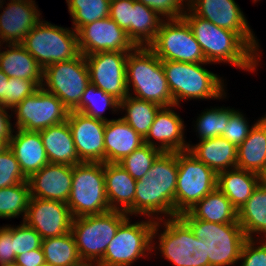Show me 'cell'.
<instances>
[{
	"label": "cell",
	"instance_id": "6da1fadb",
	"mask_svg": "<svg viewBox=\"0 0 266 266\" xmlns=\"http://www.w3.org/2000/svg\"><path fill=\"white\" fill-rule=\"evenodd\" d=\"M177 174L178 152H162L147 174L136 180L134 215L155 220L175 217Z\"/></svg>",
	"mask_w": 266,
	"mask_h": 266
},
{
	"label": "cell",
	"instance_id": "7a4b0ae2",
	"mask_svg": "<svg viewBox=\"0 0 266 266\" xmlns=\"http://www.w3.org/2000/svg\"><path fill=\"white\" fill-rule=\"evenodd\" d=\"M183 18L200 44L207 62L228 63L244 71H256L261 57L236 32L196 16L189 8Z\"/></svg>",
	"mask_w": 266,
	"mask_h": 266
},
{
	"label": "cell",
	"instance_id": "3957f363",
	"mask_svg": "<svg viewBox=\"0 0 266 266\" xmlns=\"http://www.w3.org/2000/svg\"><path fill=\"white\" fill-rule=\"evenodd\" d=\"M126 84L128 94H133V97L161 107L175 105L162 60L148 46H139L129 52L126 59Z\"/></svg>",
	"mask_w": 266,
	"mask_h": 266
},
{
	"label": "cell",
	"instance_id": "277c9868",
	"mask_svg": "<svg viewBox=\"0 0 266 266\" xmlns=\"http://www.w3.org/2000/svg\"><path fill=\"white\" fill-rule=\"evenodd\" d=\"M162 226L163 232L159 229ZM157 237L159 243L154 241ZM155 249L174 266H210L206 242L198 239L179 216L155 221L152 251H156Z\"/></svg>",
	"mask_w": 266,
	"mask_h": 266
},
{
	"label": "cell",
	"instance_id": "5b68a950",
	"mask_svg": "<svg viewBox=\"0 0 266 266\" xmlns=\"http://www.w3.org/2000/svg\"><path fill=\"white\" fill-rule=\"evenodd\" d=\"M204 64L212 65L209 62L162 61L175 105L179 106L183 100L188 99L212 100L213 98V100H220L227 97L224 90V79L212 71H208L203 67Z\"/></svg>",
	"mask_w": 266,
	"mask_h": 266
},
{
	"label": "cell",
	"instance_id": "8992f818",
	"mask_svg": "<svg viewBox=\"0 0 266 266\" xmlns=\"http://www.w3.org/2000/svg\"><path fill=\"white\" fill-rule=\"evenodd\" d=\"M128 217L126 212L110 210L73 218L71 232L85 265L95 266L103 258L119 226Z\"/></svg>",
	"mask_w": 266,
	"mask_h": 266
},
{
	"label": "cell",
	"instance_id": "52a82bcc",
	"mask_svg": "<svg viewBox=\"0 0 266 266\" xmlns=\"http://www.w3.org/2000/svg\"><path fill=\"white\" fill-rule=\"evenodd\" d=\"M179 217L194 235L206 242L210 266H233L239 261L242 247L248 239L238 223H212L193 218L188 212Z\"/></svg>",
	"mask_w": 266,
	"mask_h": 266
},
{
	"label": "cell",
	"instance_id": "ba28073f",
	"mask_svg": "<svg viewBox=\"0 0 266 266\" xmlns=\"http://www.w3.org/2000/svg\"><path fill=\"white\" fill-rule=\"evenodd\" d=\"M44 69L46 66L74 59L81 53L77 32L41 20L20 43Z\"/></svg>",
	"mask_w": 266,
	"mask_h": 266
},
{
	"label": "cell",
	"instance_id": "9c48e42d",
	"mask_svg": "<svg viewBox=\"0 0 266 266\" xmlns=\"http://www.w3.org/2000/svg\"><path fill=\"white\" fill-rule=\"evenodd\" d=\"M73 218L110 211L105 191L104 163L82 162L73 166L67 201Z\"/></svg>",
	"mask_w": 266,
	"mask_h": 266
},
{
	"label": "cell",
	"instance_id": "30bf717a",
	"mask_svg": "<svg viewBox=\"0 0 266 266\" xmlns=\"http://www.w3.org/2000/svg\"><path fill=\"white\" fill-rule=\"evenodd\" d=\"M155 219L134 222L130 216L119 226L103 258L95 266H132L141 257L152 253V232ZM147 254V255H146Z\"/></svg>",
	"mask_w": 266,
	"mask_h": 266
},
{
	"label": "cell",
	"instance_id": "8fae6325",
	"mask_svg": "<svg viewBox=\"0 0 266 266\" xmlns=\"http://www.w3.org/2000/svg\"><path fill=\"white\" fill-rule=\"evenodd\" d=\"M217 188V174L188 150L178 152L175 217Z\"/></svg>",
	"mask_w": 266,
	"mask_h": 266
},
{
	"label": "cell",
	"instance_id": "7c38bea8",
	"mask_svg": "<svg viewBox=\"0 0 266 266\" xmlns=\"http://www.w3.org/2000/svg\"><path fill=\"white\" fill-rule=\"evenodd\" d=\"M90 84V74L85 55L56 62L43 69L42 88L56 95L69 110L80 103L86 87Z\"/></svg>",
	"mask_w": 266,
	"mask_h": 266
},
{
	"label": "cell",
	"instance_id": "4fadbf2b",
	"mask_svg": "<svg viewBox=\"0 0 266 266\" xmlns=\"http://www.w3.org/2000/svg\"><path fill=\"white\" fill-rule=\"evenodd\" d=\"M162 61L206 63L200 44L184 18L164 20L148 46Z\"/></svg>",
	"mask_w": 266,
	"mask_h": 266
},
{
	"label": "cell",
	"instance_id": "5bb4252c",
	"mask_svg": "<svg viewBox=\"0 0 266 266\" xmlns=\"http://www.w3.org/2000/svg\"><path fill=\"white\" fill-rule=\"evenodd\" d=\"M16 114L14 129L39 132L67 120L69 110L54 94L40 87L11 110Z\"/></svg>",
	"mask_w": 266,
	"mask_h": 266
},
{
	"label": "cell",
	"instance_id": "9a60e30c",
	"mask_svg": "<svg viewBox=\"0 0 266 266\" xmlns=\"http://www.w3.org/2000/svg\"><path fill=\"white\" fill-rule=\"evenodd\" d=\"M188 8L196 16L211 21L218 27L236 32L261 57L259 40L234 0H188Z\"/></svg>",
	"mask_w": 266,
	"mask_h": 266
},
{
	"label": "cell",
	"instance_id": "2e32d148",
	"mask_svg": "<svg viewBox=\"0 0 266 266\" xmlns=\"http://www.w3.org/2000/svg\"><path fill=\"white\" fill-rule=\"evenodd\" d=\"M131 51H105L85 55L90 83L119 102L129 94L126 84V59Z\"/></svg>",
	"mask_w": 266,
	"mask_h": 266
},
{
	"label": "cell",
	"instance_id": "e0dca14e",
	"mask_svg": "<svg viewBox=\"0 0 266 266\" xmlns=\"http://www.w3.org/2000/svg\"><path fill=\"white\" fill-rule=\"evenodd\" d=\"M78 46L83 55L105 51H132L137 46L110 17L83 25L78 31Z\"/></svg>",
	"mask_w": 266,
	"mask_h": 266
},
{
	"label": "cell",
	"instance_id": "ac0fdd59",
	"mask_svg": "<svg viewBox=\"0 0 266 266\" xmlns=\"http://www.w3.org/2000/svg\"><path fill=\"white\" fill-rule=\"evenodd\" d=\"M24 222L46 239L70 232L73 216L66 203L31 197Z\"/></svg>",
	"mask_w": 266,
	"mask_h": 266
},
{
	"label": "cell",
	"instance_id": "d6986e66",
	"mask_svg": "<svg viewBox=\"0 0 266 266\" xmlns=\"http://www.w3.org/2000/svg\"><path fill=\"white\" fill-rule=\"evenodd\" d=\"M0 0V44L21 43L42 20L35 0ZM2 8V9H1Z\"/></svg>",
	"mask_w": 266,
	"mask_h": 266
},
{
	"label": "cell",
	"instance_id": "ffe728a7",
	"mask_svg": "<svg viewBox=\"0 0 266 266\" xmlns=\"http://www.w3.org/2000/svg\"><path fill=\"white\" fill-rule=\"evenodd\" d=\"M67 122L79 159L104 163V128L106 121L69 111Z\"/></svg>",
	"mask_w": 266,
	"mask_h": 266
},
{
	"label": "cell",
	"instance_id": "44dd1931",
	"mask_svg": "<svg viewBox=\"0 0 266 266\" xmlns=\"http://www.w3.org/2000/svg\"><path fill=\"white\" fill-rule=\"evenodd\" d=\"M178 105L161 107L154 119L144 143L162 152H180L189 148L185 140L183 119L173 109ZM173 108V109H172ZM156 140V142H155Z\"/></svg>",
	"mask_w": 266,
	"mask_h": 266
},
{
	"label": "cell",
	"instance_id": "7402d4cb",
	"mask_svg": "<svg viewBox=\"0 0 266 266\" xmlns=\"http://www.w3.org/2000/svg\"><path fill=\"white\" fill-rule=\"evenodd\" d=\"M73 166L48 163L27 181L30 196L67 203L72 186Z\"/></svg>",
	"mask_w": 266,
	"mask_h": 266
},
{
	"label": "cell",
	"instance_id": "603a6c76",
	"mask_svg": "<svg viewBox=\"0 0 266 266\" xmlns=\"http://www.w3.org/2000/svg\"><path fill=\"white\" fill-rule=\"evenodd\" d=\"M9 141V148L13 152L20 169L28 179L49 163L40 132L14 129ZM17 130V131H16Z\"/></svg>",
	"mask_w": 266,
	"mask_h": 266
},
{
	"label": "cell",
	"instance_id": "cb8c5ba5",
	"mask_svg": "<svg viewBox=\"0 0 266 266\" xmlns=\"http://www.w3.org/2000/svg\"><path fill=\"white\" fill-rule=\"evenodd\" d=\"M104 178L110 209L134 215L136 180L118 163H104Z\"/></svg>",
	"mask_w": 266,
	"mask_h": 266
},
{
	"label": "cell",
	"instance_id": "d4e9b609",
	"mask_svg": "<svg viewBox=\"0 0 266 266\" xmlns=\"http://www.w3.org/2000/svg\"><path fill=\"white\" fill-rule=\"evenodd\" d=\"M143 144L144 138L122 118L106 121L104 163H118Z\"/></svg>",
	"mask_w": 266,
	"mask_h": 266
},
{
	"label": "cell",
	"instance_id": "484cf974",
	"mask_svg": "<svg viewBox=\"0 0 266 266\" xmlns=\"http://www.w3.org/2000/svg\"><path fill=\"white\" fill-rule=\"evenodd\" d=\"M2 46L0 44V69L8 78L31 80L40 88L43 68L37 60L20 43L6 44L5 51H1Z\"/></svg>",
	"mask_w": 266,
	"mask_h": 266
},
{
	"label": "cell",
	"instance_id": "4316f807",
	"mask_svg": "<svg viewBox=\"0 0 266 266\" xmlns=\"http://www.w3.org/2000/svg\"><path fill=\"white\" fill-rule=\"evenodd\" d=\"M39 132L49 163L70 166L82 163L77 154L67 120Z\"/></svg>",
	"mask_w": 266,
	"mask_h": 266
},
{
	"label": "cell",
	"instance_id": "83f0119b",
	"mask_svg": "<svg viewBox=\"0 0 266 266\" xmlns=\"http://www.w3.org/2000/svg\"><path fill=\"white\" fill-rule=\"evenodd\" d=\"M188 145V151L216 174L236 167L237 147L221 136Z\"/></svg>",
	"mask_w": 266,
	"mask_h": 266
},
{
	"label": "cell",
	"instance_id": "f1b7e54d",
	"mask_svg": "<svg viewBox=\"0 0 266 266\" xmlns=\"http://www.w3.org/2000/svg\"><path fill=\"white\" fill-rule=\"evenodd\" d=\"M236 167L266 177V123L261 118L237 147Z\"/></svg>",
	"mask_w": 266,
	"mask_h": 266
},
{
	"label": "cell",
	"instance_id": "f546056e",
	"mask_svg": "<svg viewBox=\"0 0 266 266\" xmlns=\"http://www.w3.org/2000/svg\"><path fill=\"white\" fill-rule=\"evenodd\" d=\"M263 179L259 174L235 167L217 174V188L239 211Z\"/></svg>",
	"mask_w": 266,
	"mask_h": 266
},
{
	"label": "cell",
	"instance_id": "4dcf8cb0",
	"mask_svg": "<svg viewBox=\"0 0 266 266\" xmlns=\"http://www.w3.org/2000/svg\"><path fill=\"white\" fill-rule=\"evenodd\" d=\"M238 224L247 238L256 239L253 236L260 234L262 240H266V181L264 179L238 211Z\"/></svg>",
	"mask_w": 266,
	"mask_h": 266
},
{
	"label": "cell",
	"instance_id": "1f68e13d",
	"mask_svg": "<svg viewBox=\"0 0 266 266\" xmlns=\"http://www.w3.org/2000/svg\"><path fill=\"white\" fill-rule=\"evenodd\" d=\"M193 218L212 223H238V211L216 188L187 211Z\"/></svg>",
	"mask_w": 266,
	"mask_h": 266
},
{
	"label": "cell",
	"instance_id": "d6a6232c",
	"mask_svg": "<svg viewBox=\"0 0 266 266\" xmlns=\"http://www.w3.org/2000/svg\"><path fill=\"white\" fill-rule=\"evenodd\" d=\"M45 262L52 266H85L81 260L73 233L42 240Z\"/></svg>",
	"mask_w": 266,
	"mask_h": 266
},
{
	"label": "cell",
	"instance_id": "836d02e7",
	"mask_svg": "<svg viewBox=\"0 0 266 266\" xmlns=\"http://www.w3.org/2000/svg\"><path fill=\"white\" fill-rule=\"evenodd\" d=\"M160 108L161 106L156 103L138 99L131 95L119 102V110L123 112L125 110L126 113L121 118L143 138L149 133Z\"/></svg>",
	"mask_w": 266,
	"mask_h": 266
},
{
	"label": "cell",
	"instance_id": "e575fe53",
	"mask_svg": "<svg viewBox=\"0 0 266 266\" xmlns=\"http://www.w3.org/2000/svg\"><path fill=\"white\" fill-rule=\"evenodd\" d=\"M164 21L154 10L135 1L132 9L131 40L137 46H149Z\"/></svg>",
	"mask_w": 266,
	"mask_h": 266
},
{
	"label": "cell",
	"instance_id": "d590c367",
	"mask_svg": "<svg viewBox=\"0 0 266 266\" xmlns=\"http://www.w3.org/2000/svg\"><path fill=\"white\" fill-rule=\"evenodd\" d=\"M108 108L117 113L119 110V101L90 83L86 87L79 105L73 111L103 121L113 120L103 116Z\"/></svg>",
	"mask_w": 266,
	"mask_h": 266
},
{
	"label": "cell",
	"instance_id": "8d00e7d4",
	"mask_svg": "<svg viewBox=\"0 0 266 266\" xmlns=\"http://www.w3.org/2000/svg\"><path fill=\"white\" fill-rule=\"evenodd\" d=\"M30 198L28 181L0 189V218H17L22 215L24 221Z\"/></svg>",
	"mask_w": 266,
	"mask_h": 266
},
{
	"label": "cell",
	"instance_id": "74e56055",
	"mask_svg": "<svg viewBox=\"0 0 266 266\" xmlns=\"http://www.w3.org/2000/svg\"><path fill=\"white\" fill-rule=\"evenodd\" d=\"M111 0H66L76 32L88 23L109 17Z\"/></svg>",
	"mask_w": 266,
	"mask_h": 266
},
{
	"label": "cell",
	"instance_id": "f35d334b",
	"mask_svg": "<svg viewBox=\"0 0 266 266\" xmlns=\"http://www.w3.org/2000/svg\"><path fill=\"white\" fill-rule=\"evenodd\" d=\"M201 114H198L194 125L199 141L220 137L225 131V126L228 124L230 116L236 111L229 107H212L205 109Z\"/></svg>",
	"mask_w": 266,
	"mask_h": 266
},
{
	"label": "cell",
	"instance_id": "ab89813d",
	"mask_svg": "<svg viewBox=\"0 0 266 266\" xmlns=\"http://www.w3.org/2000/svg\"><path fill=\"white\" fill-rule=\"evenodd\" d=\"M162 153L161 150L148 144H143L130 155L124 157L121 165L135 180H140L153 165L156 158Z\"/></svg>",
	"mask_w": 266,
	"mask_h": 266
},
{
	"label": "cell",
	"instance_id": "60d3db41",
	"mask_svg": "<svg viewBox=\"0 0 266 266\" xmlns=\"http://www.w3.org/2000/svg\"><path fill=\"white\" fill-rule=\"evenodd\" d=\"M26 181L27 178L22 173L19 162L10 148H7L0 154V189Z\"/></svg>",
	"mask_w": 266,
	"mask_h": 266
},
{
	"label": "cell",
	"instance_id": "b9f144b4",
	"mask_svg": "<svg viewBox=\"0 0 266 266\" xmlns=\"http://www.w3.org/2000/svg\"><path fill=\"white\" fill-rule=\"evenodd\" d=\"M12 239L16 256L40 248L43 240L35 229L29 227L24 221L15 227L12 226Z\"/></svg>",
	"mask_w": 266,
	"mask_h": 266
},
{
	"label": "cell",
	"instance_id": "7bdbcfd3",
	"mask_svg": "<svg viewBox=\"0 0 266 266\" xmlns=\"http://www.w3.org/2000/svg\"><path fill=\"white\" fill-rule=\"evenodd\" d=\"M39 87L31 80L9 78L5 94V107L14 108L26 97L36 92Z\"/></svg>",
	"mask_w": 266,
	"mask_h": 266
},
{
	"label": "cell",
	"instance_id": "ee69618b",
	"mask_svg": "<svg viewBox=\"0 0 266 266\" xmlns=\"http://www.w3.org/2000/svg\"><path fill=\"white\" fill-rule=\"evenodd\" d=\"M248 119L245 115L236 110L228 121V124L225 126V131L222 133L221 137L227 139L229 142L234 144L236 147L241 145V143L248 137L252 126L249 125Z\"/></svg>",
	"mask_w": 266,
	"mask_h": 266
},
{
	"label": "cell",
	"instance_id": "f6af8a7d",
	"mask_svg": "<svg viewBox=\"0 0 266 266\" xmlns=\"http://www.w3.org/2000/svg\"><path fill=\"white\" fill-rule=\"evenodd\" d=\"M154 10L166 20L183 18L188 8V0H136Z\"/></svg>",
	"mask_w": 266,
	"mask_h": 266
},
{
	"label": "cell",
	"instance_id": "bcb514c9",
	"mask_svg": "<svg viewBox=\"0 0 266 266\" xmlns=\"http://www.w3.org/2000/svg\"><path fill=\"white\" fill-rule=\"evenodd\" d=\"M259 236L245 241L239 258L240 266H266V240Z\"/></svg>",
	"mask_w": 266,
	"mask_h": 266
},
{
	"label": "cell",
	"instance_id": "7dc6e473",
	"mask_svg": "<svg viewBox=\"0 0 266 266\" xmlns=\"http://www.w3.org/2000/svg\"><path fill=\"white\" fill-rule=\"evenodd\" d=\"M136 0H111L109 17L122 29L131 39L132 9Z\"/></svg>",
	"mask_w": 266,
	"mask_h": 266
},
{
	"label": "cell",
	"instance_id": "c3c4849f",
	"mask_svg": "<svg viewBox=\"0 0 266 266\" xmlns=\"http://www.w3.org/2000/svg\"><path fill=\"white\" fill-rule=\"evenodd\" d=\"M16 255L12 239V226L5 225L0 227V266L14 263Z\"/></svg>",
	"mask_w": 266,
	"mask_h": 266
},
{
	"label": "cell",
	"instance_id": "681fc988",
	"mask_svg": "<svg viewBox=\"0 0 266 266\" xmlns=\"http://www.w3.org/2000/svg\"><path fill=\"white\" fill-rule=\"evenodd\" d=\"M15 263L19 266H41L45 263V256L42 248L33 249L16 256Z\"/></svg>",
	"mask_w": 266,
	"mask_h": 266
},
{
	"label": "cell",
	"instance_id": "f907efd6",
	"mask_svg": "<svg viewBox=\"0 0 266 266\" xmlns=\"http://www.w3.org/2000/svg\"><path fill=\"white\" fill-rule=\"evenodd\" d=\"M9 110L12 109L0 105V138L7 139L8 141H10V139L12 138V134L14 131V127L12 126L13 124L10 121V118H12L13 113L11 111V114L9 115Z\"/></svg>",
	"mask_w": 266,
	"mask_h": 266
},
{
	"label": "cell",
	"instance_id": "816d5d0a",
	"mask_svg": "<svg viewBox=\"0 0 266 266\" xmlns=\"http://www.w3.org/2000/svg\"><path fill=\"white\" fill-rule=\"evenodd\" d=\"M8 79V76L0 69V105L2 106H5V94Z\"/></svg>",
	"mask_w": 266,
	"mask_h": 266
},
{
	"label": "cell",
	"instance_id": "f5cc1de1",
	"mask_svg": "<svg viewBox=\"0 0 266 266\" xmlns=\"http://www.w3.org/2000/svg\"><path fill=\"white\" fill-rule=\"evenodd\" d=\"M9 148V141L7 139L0 138V154Z\"/></svg>",
	"mask_w": 266,
	"mask_h": 266
},
{
	"label": "cell",
	"instance_id": "db71d44e",
	"mask_svg": "<svg viewBox=\"0 0 266 266\" xmlns=\"http://www.w3.org/2000/svg\"><path fill=\"white\" fill-rule=\"evenodd\" d=\"M2 266H19V265L14 262V263L5 264V265H2Z\"/></svg>",
	"mask_w": 266,
	"mask_h": 266
},
{
	"label": "cell",
	"instance_id": "11a10c76",
	"mask_svg": "<svg viewBox=\"0 0 266 266\" xmlns=\"http://www.w3.org/2000/svg\"><path fill=\"white\" fill-rule=\"evenodd\" d=\"M261 119L266 123V114L261 117Z\"/></svg>",
	"mask_w": 266,
	"mask_h": 266
},
{
	"label": "cell",
	"instance_id": "9f6ffc18",
	"mask_svg": "<svg viewBox=\"0 0 266 266\" xmlns=\"http://www.w3.org/2000/svg\"><path fill=\"white\" fill-rule=\"evenodd\" d=\"M41 266H52V265H50L49 263H44L43 265H41Z\"/></svg>",
	"mask_w": 266,
	"mask_h": 266
}]
</instances>
